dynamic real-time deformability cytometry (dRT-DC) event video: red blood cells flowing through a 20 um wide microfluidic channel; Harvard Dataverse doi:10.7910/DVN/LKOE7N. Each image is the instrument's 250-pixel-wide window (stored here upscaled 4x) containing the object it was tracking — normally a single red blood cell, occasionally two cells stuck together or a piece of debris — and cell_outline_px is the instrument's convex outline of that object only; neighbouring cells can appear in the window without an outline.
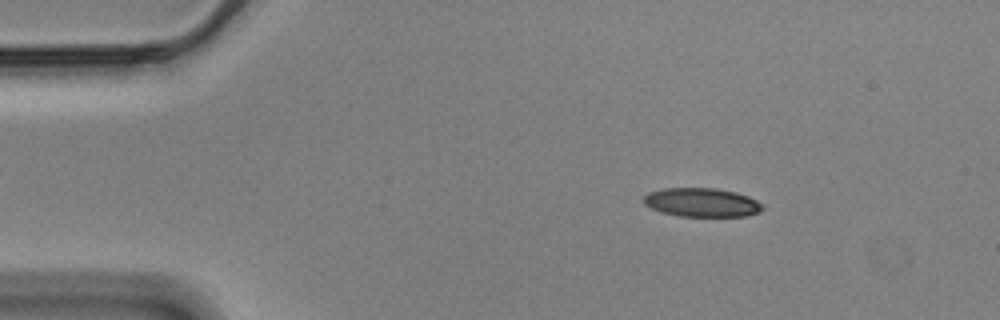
{"species": "Egyptian fruit bat (a non-hibernating species)", "species_latin": "Rousettus aegyptiacus", "temperature_condition": "cold", "stored_images_in_passage": 56, "camera_frame_rate_fps": 3000, "um_per_image_px": 0.085, "animal": {"sex": "male"}, "frame": {"image": 1, "passage_image": 8, "time_ms": 2.333, "image_size_px": [1000, 320], "cell_outline_px": [[764, 208], [760, 212], [748, 216], [680, 216], [660, 212], [644, 204], [644, 196], [648, 192], [664, 188], [716, 188], [736, 192], [748, 196], [756, 200]], "centroid_in_image_um": [59.65, 17.2], "position_along_channel_um": 25.3, "area_um2": 20.0}}
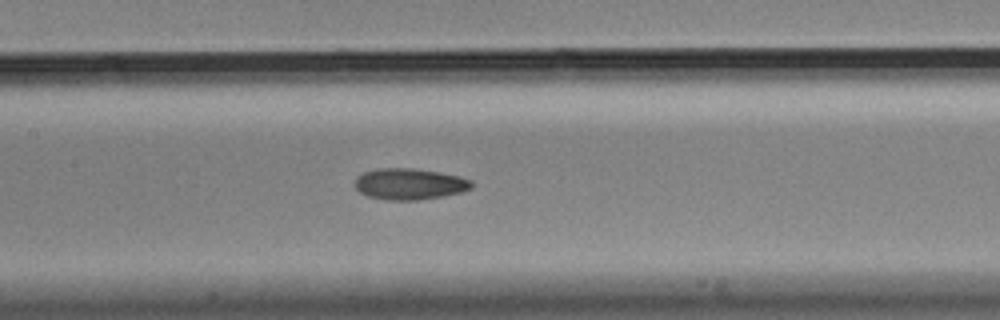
{"frame": {"image": 2, "passage_image": 26, "time_ms": 8.333, "image_size_px": [1000, 320], "cell_outline_px": [[472, 188], [460, 192], [444, 196], [420, 200], [384, 200], [368, 196], [360, 192], [356, 188], [356, 176], [364, 172], [376, 168], [412, 168], [440, 172], [460, 176], [472, 180]], "centroid_in_image_um": [34.81, 15.64], "position_along_channel_um": 172.6, "area_um2": 21.39}}
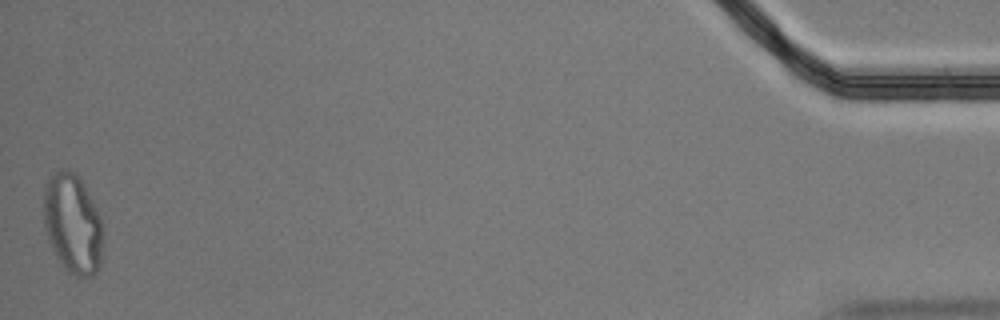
{"frame": {"image": 3, "passage_image": 56, "time_ms": 18.333, "image_size_px": [1000, 320], "cell_outline_px": [[100, 264], [96, 272], [92, 276], [76, 276], [68, 272], [60, 264], [48, 240], [44, 228], [44, 188], [48, 176], [64, 168], [68, 168], [76, 172], [84, 184], [100, 216]], "centroid_in_image_um": [6.13, 18.98], "position_along_channel_um": 429.1, "area_um2": 34.28}, "authors_computed_cell_mechanics": {"area_um2": 21.0392, "velocity_mm_per_s": 3.5024, "shape_relaxation_time_tau1_ms": null, "shape_relaxation_time_tau2_ms": 3.607, "deformation_change_tau1": null, "deformation_change_tau2": 0.0951}}